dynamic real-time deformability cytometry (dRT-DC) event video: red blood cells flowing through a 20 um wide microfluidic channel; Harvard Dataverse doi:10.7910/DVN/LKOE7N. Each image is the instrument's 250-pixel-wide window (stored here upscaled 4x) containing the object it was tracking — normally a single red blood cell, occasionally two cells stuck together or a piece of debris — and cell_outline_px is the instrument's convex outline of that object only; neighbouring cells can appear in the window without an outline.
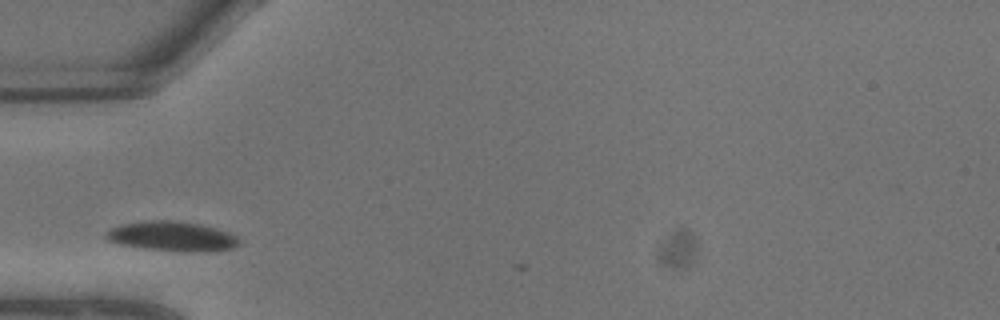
{"species": "common noctule bat (a hibernating species)", "species_latin": "Nyctalus noctula", "temperature_condition": "warm", "stored_images_in_passage": 3, "camera_frame_rate_fps": 3000, "um_per_image_px": 0.085, "animal": {"sex": "male", "body_mass_g": 13.3}, "frame": {"image": 1, "passage_image": 2, "time_ms": 0.333, "image_size_px": [1000, 320], "cell_outline_px": [[240, 244], [232, 248], [204, 252], [192, 252], [144, 248], [120, 244], [108, 240], [104, 236], [112, 228], [124, 224], [152, 220], [176, 220], [200, 224], [216, 228], [240, 236]], "centroid_in_image_um": [14.7, 20.08], "position_along_channel_um": 70.3, "area_um2": 22.95}}